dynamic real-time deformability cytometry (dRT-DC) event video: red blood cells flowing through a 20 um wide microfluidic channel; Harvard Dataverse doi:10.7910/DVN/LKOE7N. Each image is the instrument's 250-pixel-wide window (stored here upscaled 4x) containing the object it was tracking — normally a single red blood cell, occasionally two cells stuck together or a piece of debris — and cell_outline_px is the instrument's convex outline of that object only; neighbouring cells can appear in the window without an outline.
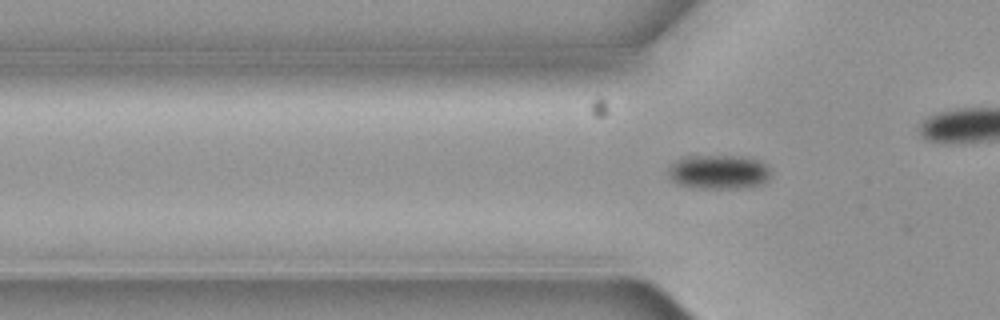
{"species": "common noctule bat (a hibernating species)", "species_latin": "Nyctalus noctula", "temperature_condition": "cold", "stored_images_in_passage": 4, "segment_of_instrument_passage": [2, 2], "camera_frame_rate_fps": 3000, "um_per_image_px": 0.085, "animal": {"sex": "female", "body_mass_g": 19.3, "forearm_length_mm": 54.1}, "frame": {"image": 1, "passage_image": 4, "time_ms": 1.0, "image_size_px": [1000, 320], "cell_outline_px": [[768, 180], [764, 184], [740, 188], [688, 188], [676, 184], [668, 176], [668, 168], [672, 164], [680, 160], [704, 156], [740, 156], [756, 160], [764, 164], [768, 168]], "centroid_in_image_um": [61.07, 14.66], "position_along_channel_um": 64.7, "area_um2": 20.11}}